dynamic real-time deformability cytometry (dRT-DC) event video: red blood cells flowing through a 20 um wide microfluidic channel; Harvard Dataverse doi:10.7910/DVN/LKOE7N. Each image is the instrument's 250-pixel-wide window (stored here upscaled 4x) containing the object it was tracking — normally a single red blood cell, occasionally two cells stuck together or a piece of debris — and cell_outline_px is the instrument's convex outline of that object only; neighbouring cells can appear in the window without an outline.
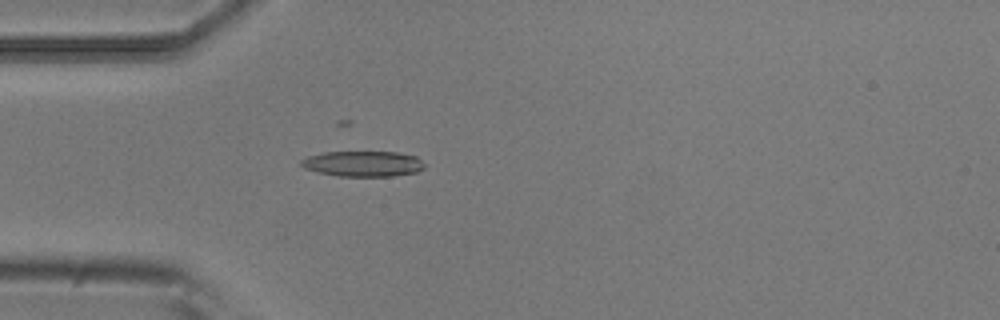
{"species": "common noctule bat (a hibernating species)", "species_latin": "Nyctalus noctula", "temperature_condition": "room temperature", "stored_images_in_passage": 5, "camera_frame_rate_fps": 3000, "um_per_image_px": 0.085, "animal": {"sex": "male", "body_mass_g": 20.5, "forearm_length_mm": 52.5}, "frame": {"image": 1, "passage_image": 5, "time_ms": 1.333, "image_size_px": [1000, 320], "cell_outline_px": [[424, 168], [416, 172], [392, 176], [336, 176], [316, 172], [304, 168], [300, 164], [300, 160], [308, 156], [324, 152], [396, 152], [416, 156], [424, 164]], "centroid_in_image_um": [30.82, 13.92], "position_along_channel_um": 54.2, "area_um2": 18.38}}